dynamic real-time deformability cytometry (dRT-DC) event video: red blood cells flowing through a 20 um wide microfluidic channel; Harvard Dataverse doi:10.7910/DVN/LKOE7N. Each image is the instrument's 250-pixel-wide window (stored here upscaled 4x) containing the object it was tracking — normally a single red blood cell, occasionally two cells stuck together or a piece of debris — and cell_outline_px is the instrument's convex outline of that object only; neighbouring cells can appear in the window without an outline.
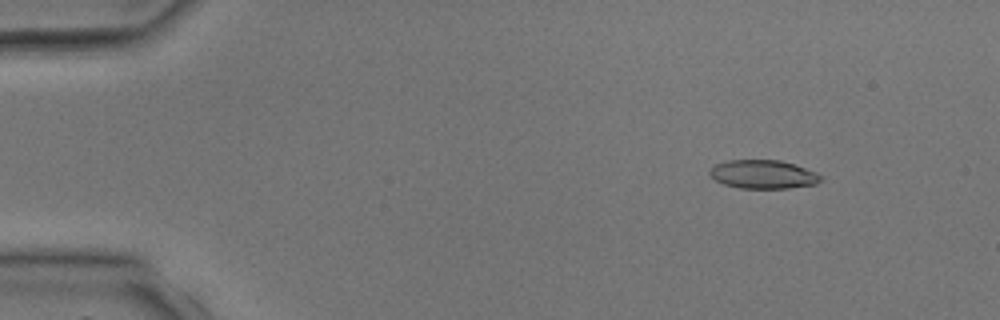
{"species": "common noctule bat (a hibernating species)", "species_latin": "Nyctalus noctula", "temperature_condition": "room temperature", "stored_images_in_passage": 4, "camera_frame_rate_fps": 3000, "um_per_image_px": 0.085, "animal": {"sex": "male", "body_mass_g": 17.9, "forearm_length_mm": 54.2}, "frame": {"image": 1, "passage_image": 2, "time_ms": 1.0, "image_size_px": [1000, 320], "cell_outline_px": [[820, 180], [816, 184], [788, 188], [740, 188], [724, 184], [716, 180], [708, 172], [716, 164], [728, 160], [780, 160], [816, 172], [820, 176]], "centroid_in_image_um": [64.85, 14.82], "position_along_channel_um": 20.1, "area_um2": 18.21}}
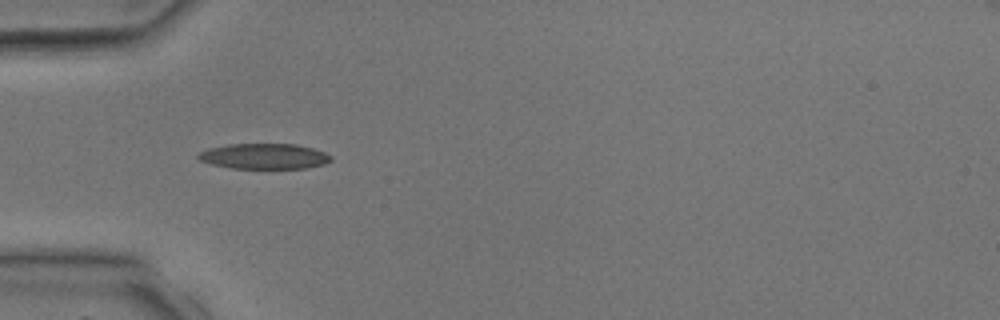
{"frame": {"image": 2, "passage_image": 4, "time_ms": 3.667, "image_size_px": [1000, 320], "cell_outline_px": [[332, 160], [324, 164], [308, 168], [232, 168], [212, 164], [200, 160], [196, 156], [200, 152], [208, 148], [228, 144], [296, 144], [312, 148], [324, 152], [332, 156]], "centroid_in_image_um": [22.47, 13.28], "position_along_channel_um": 62.5, "area_um2": 19.65}}